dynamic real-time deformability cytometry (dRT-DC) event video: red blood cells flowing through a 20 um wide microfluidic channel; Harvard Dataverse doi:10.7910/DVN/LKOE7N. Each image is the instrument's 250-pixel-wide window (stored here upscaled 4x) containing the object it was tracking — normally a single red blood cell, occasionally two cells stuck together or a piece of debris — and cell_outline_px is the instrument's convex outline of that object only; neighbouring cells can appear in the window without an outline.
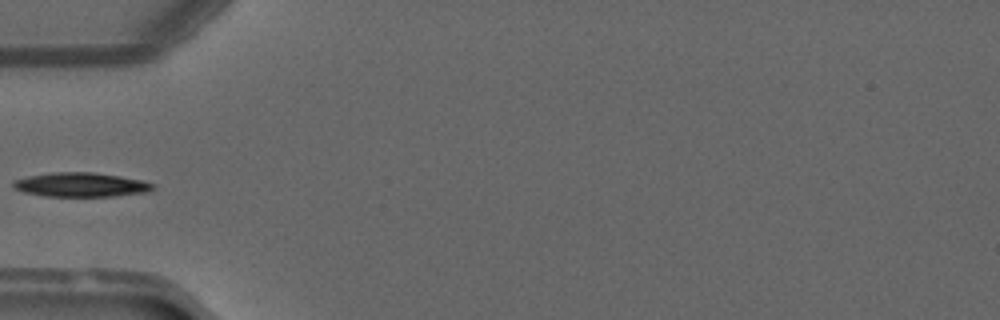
{"species": "common noctule bat (a hibernating species)", "species_latin": "Nyctalus noctula", "temperature_condition": "warm", "stored_images_in_passage": 34, "camera_frame_rate_fps": 3000, "um_per_image_px": 0.085, "animal": {"sex": "male", "forearm_length_mm": 52.5}, "frame": {"image": 1, "passage_image": 1, "time_ms": 0.0, "image_size_px": [1000, 320], "cell_outline_px": [[156, 188], [148, 192], [112, 196], [44, 196], [24, 192], [12, 188], [12, 180], [28, 176], [52, 172], [92, 172], [120, 176], [144, 180], [156, 184]], "centroid_in_image_um": [6.89, 15.7], "position_along_channel_um": 78.1, "area_um2": 19.94}}
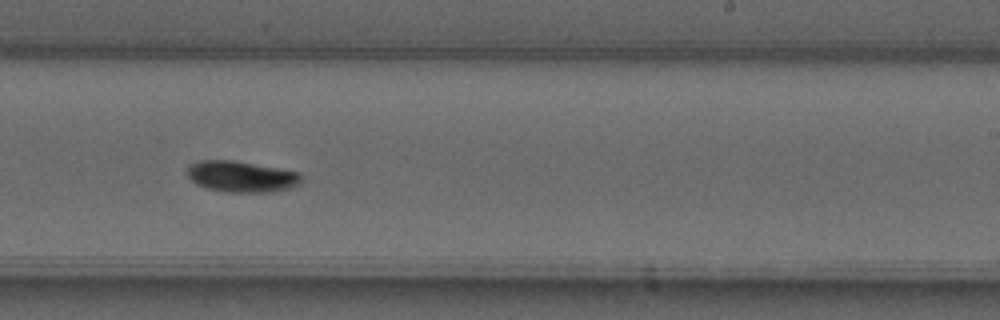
{"frame": {"image": 2, "passage_image": 15, "time_ms": 4.667, "image_size_px": [1000, 320], "cell_outline_px": [[300, 184], [288, 188], [268, 192], [224, 192], [208, 188], [196, 184], [188, 176], [188, 164], [200, 160], [232, 160], [300, 172]], "centroid_in_image_um": [20.49, 15.0], "position_along_channel_um": 268.5, "area_um2": 20.52}}
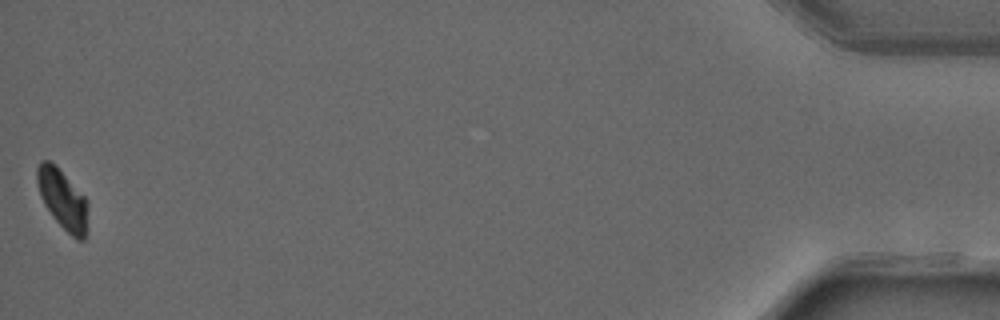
{"frame": {"image": 3, "passage_image": 34, "time_ms": 11.0, "image_size_px": [1000, 320], "cell_outline_px": [[88, 204], [84, 240], [76, 240], [52, 216], [44, 204], [40, 196], [36, 180], [36, 168], [40, 160], [48, 160], [56, 164], [88, 200]], "centroid_in_image_um": [5.3, 16.88], "position_along_channel_um": 429.9, "area_um2": 17.74}}